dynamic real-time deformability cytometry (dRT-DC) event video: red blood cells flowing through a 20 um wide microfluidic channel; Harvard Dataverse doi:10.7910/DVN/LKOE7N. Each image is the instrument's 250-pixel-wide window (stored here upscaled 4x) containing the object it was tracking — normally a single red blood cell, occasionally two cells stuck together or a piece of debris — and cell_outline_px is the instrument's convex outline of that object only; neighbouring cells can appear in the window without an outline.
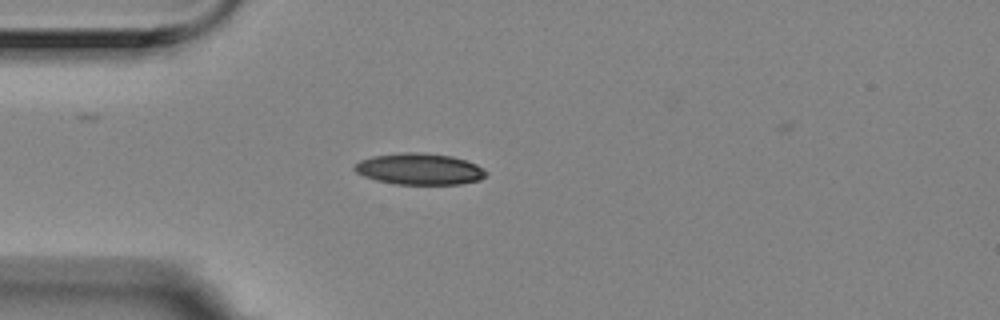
{"species": "Egyptian fruit bat (a non-hibernating species)", "species_latin": "Rousettus aegyptiacus", "temperature_condition": "room temperature", "stored_images_in_passage": 2, "camera_frame_rate_fps": 3000, "um_per_image_px": 0.085, "animal": {"sex": "female"}, "frame": {"image": 1, "passage_image": 1, "time_ms": 0.0, "image_size_px": [1000, 320], "cell_outline_px": [[488, 172], [480, 180], [460, 184], [396, 184], [376, 180], [364, 176], [356, 172], [352, 168], [360, 160], [372, 156], [400, 152], [424, 152], [452, 156], [476, 164]], "centroid_in_image_um": [35.64, 14.36], "position_along_channel_um": 49.4, "area_um2": 24.1}}